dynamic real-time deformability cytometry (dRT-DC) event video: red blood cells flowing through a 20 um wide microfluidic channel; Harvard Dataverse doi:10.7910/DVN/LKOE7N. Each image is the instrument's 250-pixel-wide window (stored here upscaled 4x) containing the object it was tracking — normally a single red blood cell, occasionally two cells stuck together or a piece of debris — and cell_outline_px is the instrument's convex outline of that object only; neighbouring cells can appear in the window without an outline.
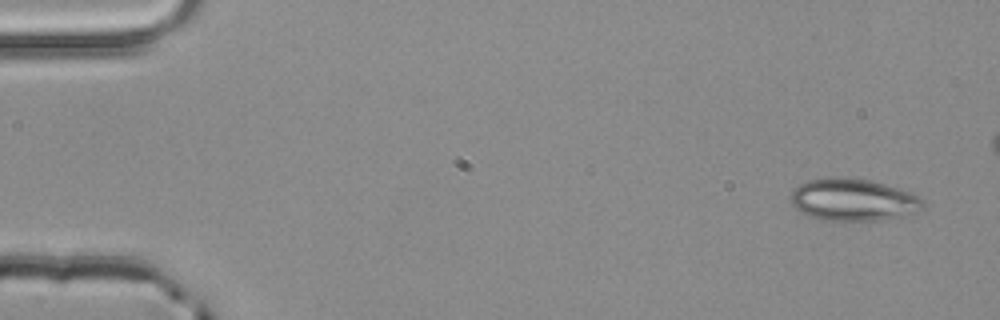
{"species": "common noctule bat (a hibernating species)", "species_latin": "Nyctalus noctula", "temperature_condition": "room temperature", "stored_images_in_passage": 4, "camera_frame_rate_fps": 3000, "um_per_image_px": 0.085, "animal": {"sex": "male", "body_mass_g": 20.4}, "frame": {"image": 1, "passage_image": 1, "time_ms": 0.0, "image_size_px": [1000, 320], "cell_outline_px": [[924, 208], [916, 212], [904, 216], [876, 220], [820, 220], [800, 212], [792, 204], [792, 192], [800, 184], [808, 180], [832, 176], [836, 176], [868, 180], [884, 184], [912, 192], [920, 196], [924, 200]], "centroid_in_image_um": [72.56, 16.98], "position_along_channel_um": 12.4, "area_um2": 32.54}}